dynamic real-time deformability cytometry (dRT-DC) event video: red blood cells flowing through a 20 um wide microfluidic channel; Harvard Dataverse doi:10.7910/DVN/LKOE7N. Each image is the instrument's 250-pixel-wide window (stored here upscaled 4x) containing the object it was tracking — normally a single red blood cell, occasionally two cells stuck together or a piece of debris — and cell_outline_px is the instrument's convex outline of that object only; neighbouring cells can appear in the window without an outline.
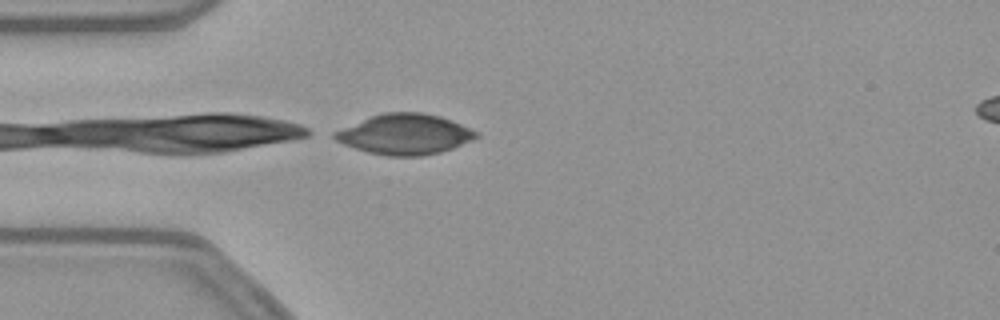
{"species": "common noctule bat (a hibernating species)", "species_latin": "Nyctalus noctula", "temperature_condition": "warm", "stored_images_in_passage": 13, "camera_frame_rate_fps": 3000, "um_per_image_px": 0.085, "animal": {"sex": "female", "body_mass_g": 21.9}, "frame": {"image": 1, "passage_image": 13, "time_ms": 4.0, "image_size_px": [1000, 320], "cell_outline_px": [[480, 136], [472, 140], [452, 148], [440, 152], [420, 156], [388, 156], [368, 152], [344, 144], [336, 140], [332, 136], [332, 132], [372, 116], [384, 112], [420, 112], [440, 116], [480, 132]], "centroid_in_image_um": [34.43, 11.41], "position_along_channel_um": 50.6, "area_um2": 33.06}}